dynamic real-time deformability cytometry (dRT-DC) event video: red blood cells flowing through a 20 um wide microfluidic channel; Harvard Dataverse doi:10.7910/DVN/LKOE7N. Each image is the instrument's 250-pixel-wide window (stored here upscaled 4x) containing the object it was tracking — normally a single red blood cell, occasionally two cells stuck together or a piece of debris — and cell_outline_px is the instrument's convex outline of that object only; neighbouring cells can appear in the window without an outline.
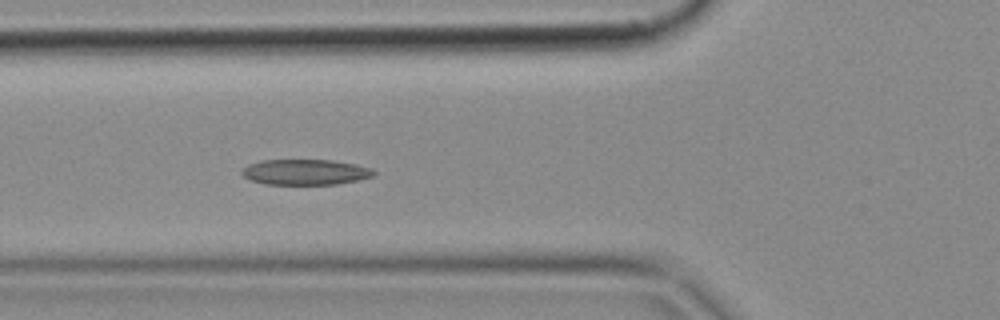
{"species": "common noctule bat (a hibernating species)", "species_latin": "Nyctalus noctula", "temperature_condition": "cold", "stored_images_in_passage": 6, "camera_frame_rate_fps": 3000, "um_per_image_px": 0.085, "animal": {"sex": "female", "body_mass_g": 18.4}, "frame": {"image": 1, "passage_image": 6, "time_ms": 1.667, "image_size_px": [1000, 320], "cell_outline_px": [[376, 172], [372, 176], [356, 180], [336, 184], [264, 184], [248, 180], [240, 172], [248, 164], [260, 160], [332, 160], [356, 164], [372, 168]], "centroid_in_image_um": [25.92, 14.62], "position_along_channel_um": 99.9, "area_um2": 19.65}}